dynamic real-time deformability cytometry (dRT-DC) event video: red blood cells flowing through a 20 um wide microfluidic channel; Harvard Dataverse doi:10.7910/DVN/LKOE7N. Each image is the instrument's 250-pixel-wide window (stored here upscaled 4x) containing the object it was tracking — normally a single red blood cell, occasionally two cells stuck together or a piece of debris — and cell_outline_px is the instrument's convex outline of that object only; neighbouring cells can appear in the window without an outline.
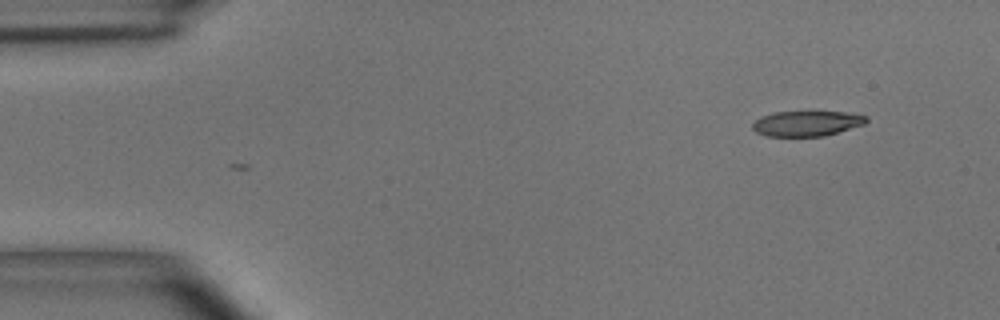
{"species": "common noctule bat (a hibernating species)", "species_latin": "Nyctalus noctula", "temperature_condition": "room temperature", "stored_images_in_passage": 51, "camera_frame_rate_fps": 3000, "um_per_image_px": 0.085, "animal": {"sex": "male", "body_mass_g": 15.6}, "frame": {"image": 1, "passage_image": 1, "time_ms": 0.0, "image_size_px": [1000, 320], "cell_outline_px": [[868, 120], [864, 124], [824, 136], [764, 136], [756, 132], [752, 128], [752, 124], [760, 116], [772, 112], [844, 112], [868, 116]], "centroid_in_image_um": [68.54, 10.49], "position_along_channel_um": 16.5, "area_um2": 16.7}}
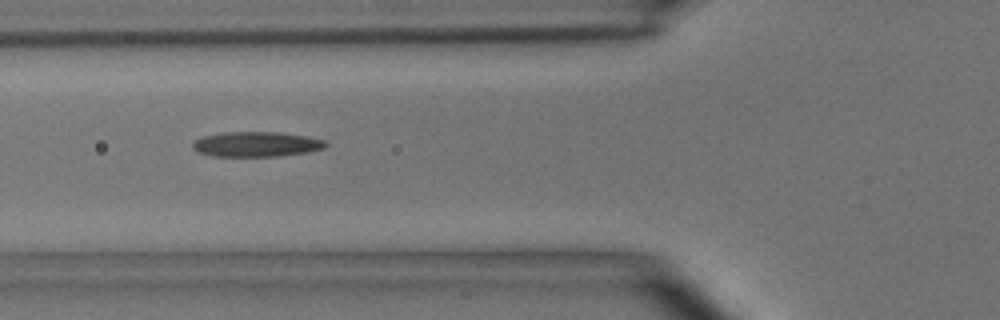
{"frame": {"image": 2, "passage_image": 16, "time_ms": 5.0, "image_size_px": [1000, 320], "cell_outline_px": [[328, 144], [324, 148], [308, 152], [276, 156], [212, 156], [196, 152], [192, 148], [192, 144], [196, 140], [204, 136], [220, 132], [280, 132], [308, 136], [328, 140]], "centroid_in_image_um": [21.81, 12.25], "position_along_channel_um": 104.0, "area_um2": 19.59}}
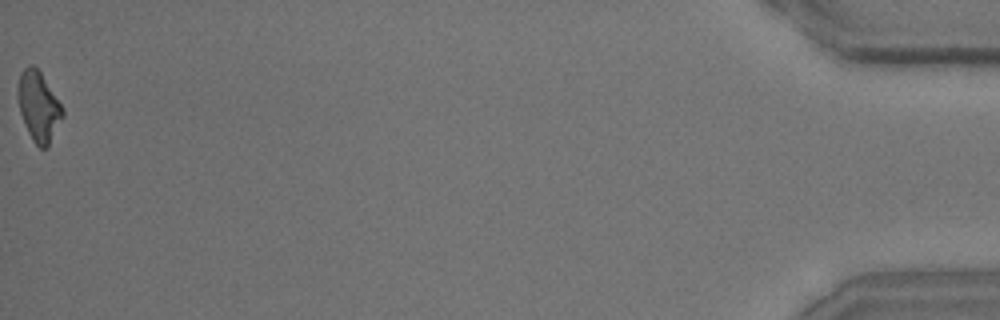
{"frame": {"image": 3, "passage_image": 51, "time_ms": 16.667, "image_size_px": [1000, 320], "cell_outline_px": [[64, 116], [48, 144], [44, 148], [40, 148], [32, 140], [24, 124], [20, 112], [16, 96], [20, 72], [28, 64], [32, 64], [40, 72], [64, 108]], "centroid_in_image_um": [3.26, 9.02], "position_along_channel_um": 431.9, "area_um2": 18.15}, "authors_computed_cell_mechanics": {"area_um2": 18.785, "velocity_mm_per_s": 3.6367, "shape_relaxation_time_tau1_ms": 4.289, "shape_relaxation_time_tau2_ms": 3.07, "deformation_change_tau1": 0.2109, "deformation_change_tau2": 0.143}}